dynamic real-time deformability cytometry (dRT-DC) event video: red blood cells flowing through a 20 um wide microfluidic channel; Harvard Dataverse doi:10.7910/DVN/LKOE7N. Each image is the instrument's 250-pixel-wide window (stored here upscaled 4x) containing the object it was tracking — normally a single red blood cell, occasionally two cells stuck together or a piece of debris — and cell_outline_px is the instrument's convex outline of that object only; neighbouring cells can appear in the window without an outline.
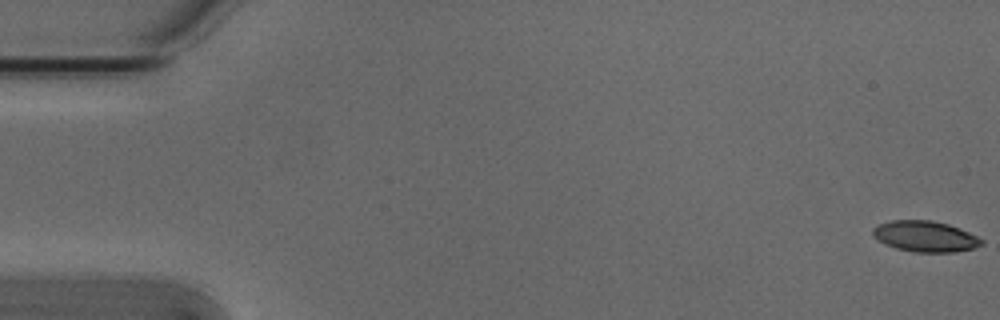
{"species": "Egyptian fruit bat (a non-hibernating species)", "species_latin": "Rousettus aegyptiacus", "temperature_condition": "cold", "stored_images_in_passage": 6, "camera_frame_rate_fps": 3000, "um_per_image_px": 0.085, "animal": {"sex": "male"}, "frame": {"image": 1, "passage_image": 1, "time_ms": 0.0, "image_size_px": [1000, 320], "cell_outline_px": [[984, 244], [972, 248], [952, 252], [916, 252], [896, 248], [884, 244], [872, 236], [872, 228], [880, 224], [892, 220], [932, 220], [948, 224], [968, 232], [984, 240]], "centroid_in_image_um": [78.61, 20.09], "position_along_channel_um": 6.4, "area_um2": 19.48}}
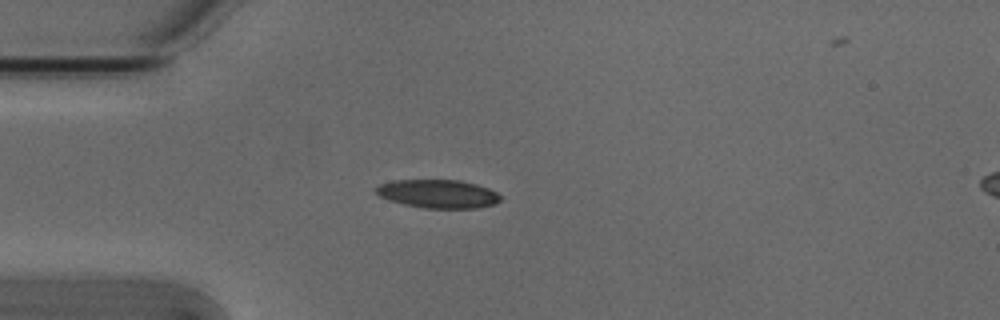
{"frame": {"image": 2, "passage_image": 5, "time_ms": 1.333, "image_size_px": [1000, 320], "cell_outline_px": [[500, 200], [496, 204], [476, 208], [424, 208], [404, 204], [388, 200], [380, 196], [376, 192], [376, 188], [380, 184], [392, 180], [460, 180], [476, 184], [488, 188], [496, 192], [500, 196]], "centroid_in_image_um": [37.24, 16.47], "position_along_channel_um": 47.8, "area_um2": 20.58}}